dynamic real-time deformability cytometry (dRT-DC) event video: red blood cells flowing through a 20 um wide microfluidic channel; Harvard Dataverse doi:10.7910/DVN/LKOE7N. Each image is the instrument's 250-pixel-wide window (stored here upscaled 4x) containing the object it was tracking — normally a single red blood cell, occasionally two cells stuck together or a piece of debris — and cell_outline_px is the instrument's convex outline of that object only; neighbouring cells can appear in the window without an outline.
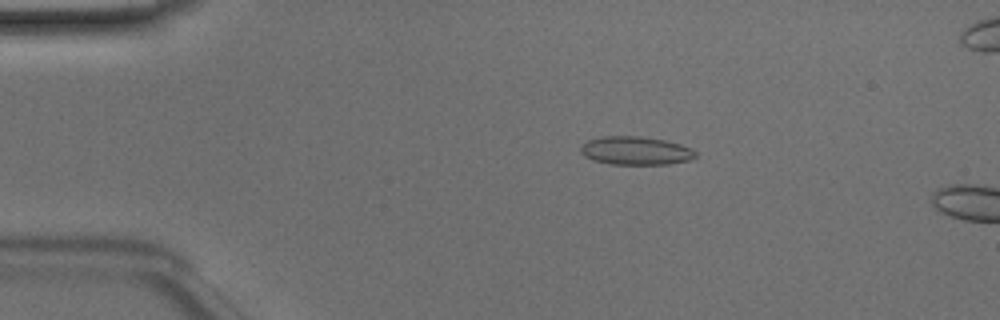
{"species": "Egyptian fruit bat (a non-hibernating species)", "species_latin": "Rousettus aegyptiacus", "temperature_condition": "room temperature", "stored_images_in_passage": 12, "camera_frame_rate_fps": 3000, "um_per_image_px": 0.085, "animal": {"sex": "male"}, "frame": {"image": 1, "passage_image": 9, "time_ms": 2.667, "image_size_px": [1000, 320], "cell_outline_px": [[696, 156], [688, 160], [668, 164], [612, 164], [596, 160], [584, 156], [580, 152], [580, 148], [588, 140], [604, 136], [640, 136], [664, 140], [680, 144], [692, 148], [696, 152]], "centroid_in_image_um": [54.05, 12.8], "position_along_channel_um": 31.0, "area_um2": 18.79}}